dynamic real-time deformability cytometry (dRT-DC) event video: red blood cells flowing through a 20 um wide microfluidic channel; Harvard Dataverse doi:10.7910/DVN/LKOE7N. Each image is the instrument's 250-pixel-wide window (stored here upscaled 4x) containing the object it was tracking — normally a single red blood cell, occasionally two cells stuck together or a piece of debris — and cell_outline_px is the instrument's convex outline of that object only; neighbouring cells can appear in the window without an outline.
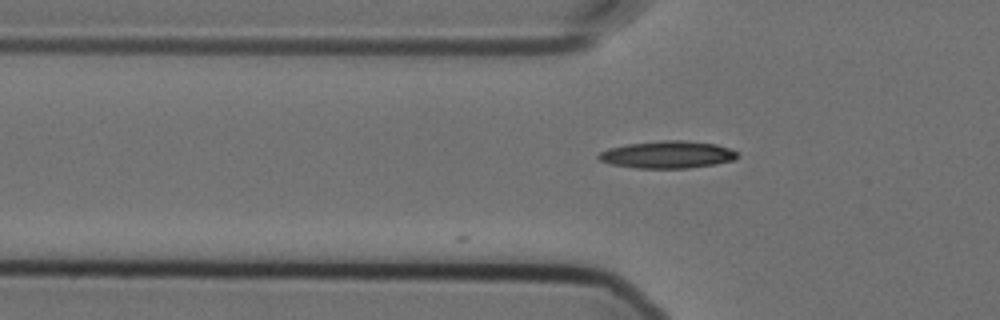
{"species": "Egyptian fruit bat (a non-hibernating species)", "species_latin": "Rousettus aegyptiacus", "temperature_condition": "cold", "stored_images_in_passage": 2, "camera_frame_rate_fps": 3000, "um_per_image_px": 0.085, "animal": {"sex": "female"}, "frame": {"image": 1, "passage_image": 2, "time_ms": 0.333, "image_size_px": [1000, 320], "cell_outline_px": [[740, 156], [736, 160], [716, 164], [688, 168], [636, 168], [612, 164], [600, 160], [596, 156], [600, 152], [608, 148], [628, 144], [664, 140], [680, 140], [716, 144], [728, 148], [736, 152]], "centroid_in_image_um": [56.76, 13.15], "position_along_channel_um": 69.0, "area_um2": 22.02}}